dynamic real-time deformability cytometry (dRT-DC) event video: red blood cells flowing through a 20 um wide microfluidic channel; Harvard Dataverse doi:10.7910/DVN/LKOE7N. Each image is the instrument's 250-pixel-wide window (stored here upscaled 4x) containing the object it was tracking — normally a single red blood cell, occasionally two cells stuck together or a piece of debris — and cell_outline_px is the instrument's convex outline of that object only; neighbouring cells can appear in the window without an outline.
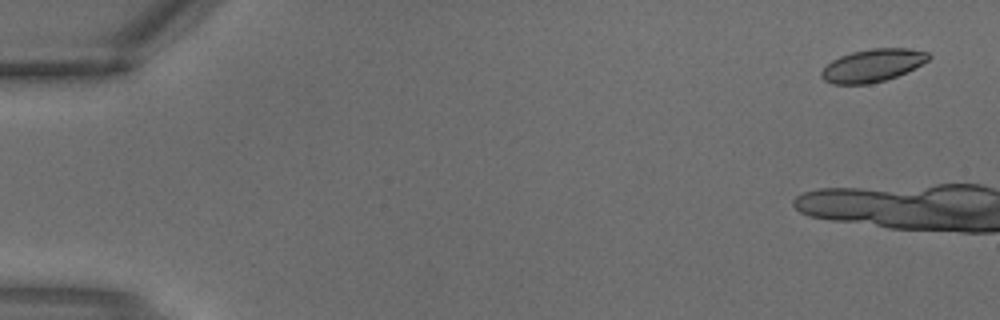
{"species": "common noctule bat (a hibernating species)", "species_latin": "Nyctalus noctula", "temperature_condition": "warm", "stored_images_in_passage": 5, "camera_frame_rate_fps": 3000, "um_per_image_px": 0.085, "animal": {"sex": "male", "body_mass_g": 18.8}, "frame": {"image": 1, "passage_image": 1, "time_ms": 0.0, "image_size_px": [1000, 320], "cell_outline_px": [[932, 56], [928, 60], [896, 76], [884, 80], [868, 84], [832, 84], [824, 80], [820, 76], [820, 72], [832, 60], [840, 56], [852, 52], [872, 48], [908, 48], [928, 52]], "centroid_in_image_um": [74.14, 5.55], "position_along_channel_um": 10.9, "area_um2": 20.23}}